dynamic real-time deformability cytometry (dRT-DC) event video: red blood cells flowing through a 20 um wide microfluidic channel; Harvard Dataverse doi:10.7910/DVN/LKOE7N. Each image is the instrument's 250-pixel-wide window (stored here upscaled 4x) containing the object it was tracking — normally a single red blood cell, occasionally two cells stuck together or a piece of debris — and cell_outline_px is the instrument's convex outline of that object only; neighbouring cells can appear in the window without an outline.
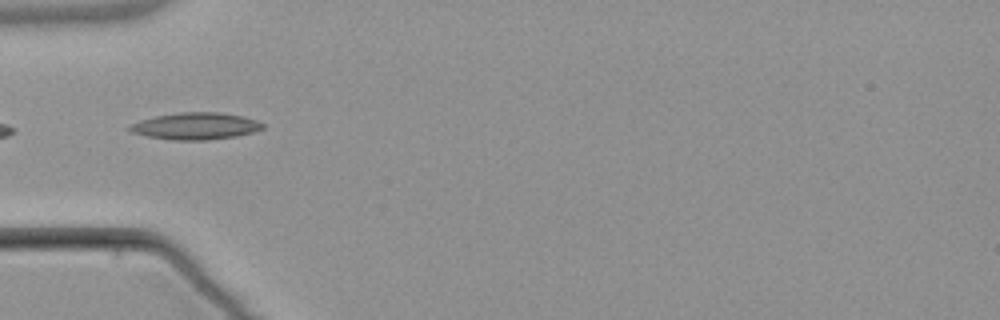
{"species": "common noctule bat (a hibernating species)", "species_latin": "Nyctalus noctula", "temperature_condition": "warm", "stored_images_in_passage": 5, "camera_frame_rate_fps": 3000, "um_per_image_px": 0.085, "animal": {"sex": "male", "body_mass_g": 21.5, "forearm_length_mm": 52.0}, "frame": {"image": 1, "passage_image": 2, "time_ms": 2.0, "image_size_px": [1000, 320], "cell_outline_px": [[264, 128], [252, 132], [236, 136], [208, 140], [172, 140], [148, 136], [132, 132], [128, 128], [132, 124], [140, 120], [156, 116], [180, 112], [220, 112], [244, 116], [256, 120], [264, 124]], "centroid_in_image_um": [16.66, 10.71], "position_along_channel_um": 68.3, "area_um2": 20.75}}
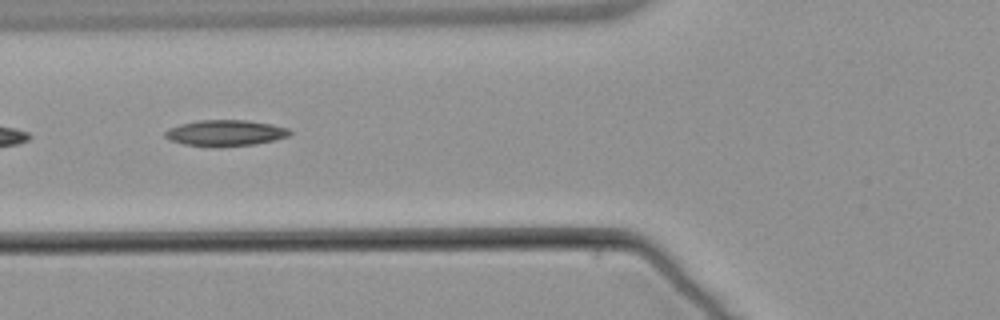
{"frame": {"image": 2, "passage_image": 3, "time_ms": 3.0, "image_size_px": [1000, 320], "cell_outline_px": [[292, 132], [288, 136], [256, 144], [216, 148], [212, 148], [184, 144], [172, 140], [164, 136], [164, 132], [180, 124], [196, 120], [248, 120], [272, 124], [288, 128]], "centroid_in_image_um": [19.16, 11.31], "position_along_channel_um": 106.6, "area_um2": 19.07}}